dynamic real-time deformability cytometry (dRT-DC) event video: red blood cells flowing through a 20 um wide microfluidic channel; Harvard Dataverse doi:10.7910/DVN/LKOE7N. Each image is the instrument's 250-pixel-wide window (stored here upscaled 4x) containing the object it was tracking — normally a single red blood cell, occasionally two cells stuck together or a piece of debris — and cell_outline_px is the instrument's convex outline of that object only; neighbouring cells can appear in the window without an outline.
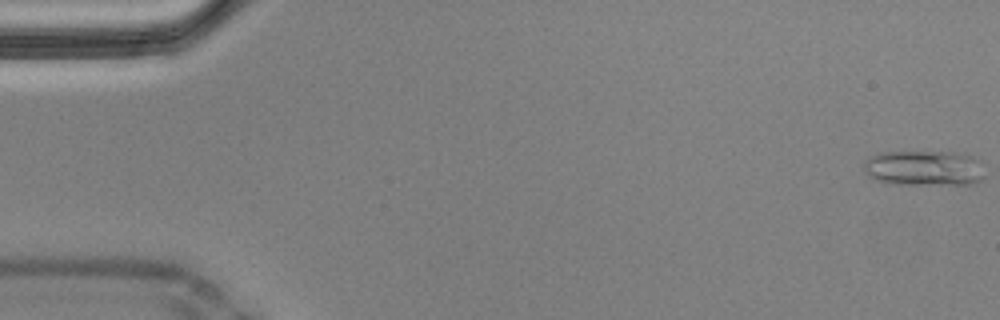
{"species": "Egyptian fruit bat (a non-hibernating species)", "species_latin": "Rousettus aegyptiacus", "temperature_condition": "cold", "stored_images_in_passage": 57, "camera_frame_rate_fps": 3000, "um_per_image_px": 0.085, "animal": {"sex": "male"}, "frame": {"image": 1, "passage_image": 1, "time_ms": 0.0, "image_size_px": [1000, 320], "cell_outline_px": [[984, 176], [980, 180], [968, 184], [900, 184], [880, 180], [868, 176], [864, 168], [864, 160], [880, 152], [952, 152], [968, 156], [976, 160]], "centroid_in_image_um": [78.49, 14.29], "position_along_channel_um": 6.5, "area_um2": 24.28}}
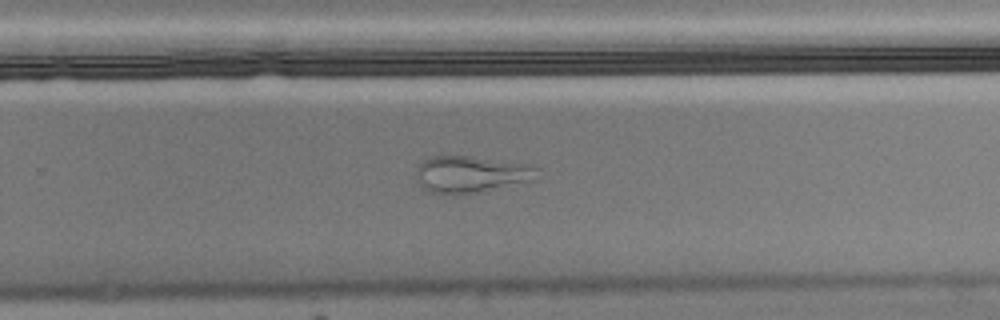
{"frame": {"image": 2, "passage_image": 37, "time_ms": 12.0, "image_size_px": [1000, 320], "cell_outline_px": [[540, 168], [536, 180], [476, 192], [432, 192], [424, 188], [416, 180], [416, 168], [420, 160], [432, 156], [468, 156], [532, 164]], "centroid_in_image_um": [40.08, 14.77], "position_along_channel_um": 289.7, "area_um2": 25.72}}
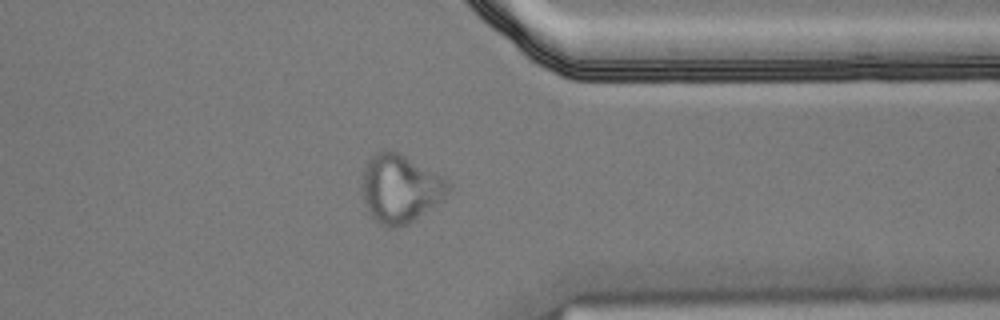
{"frame": {"image": 3, "passage_image": 45, "time_ms": 14.667, "image_size_px": [1000, 320], "cell_outline_px": [[452, 184], [444, 200], [408, 224], [400, 228], [388, 228], [380, 224], [372, 216], [364, 200], [364, 168], [368, 160], [376, 152], [388, 148], [400, 152], [448, 180]], "centroid_in_image_um": [34.06, 16.02], "position_along_channel_um": 377.3, "area_um2": 34.28}, "authors_computed_cell_mechanics": {"area_um2": 22.4264, "velocity_mm_per_s": 3.4946, "shape_relaxation_time_tau1_ms": null, "shape_relaxation_time_tau2_ms": 1.3313, "deformation_change_tau1": null, "deformation_change_tau2": 0.0828}}